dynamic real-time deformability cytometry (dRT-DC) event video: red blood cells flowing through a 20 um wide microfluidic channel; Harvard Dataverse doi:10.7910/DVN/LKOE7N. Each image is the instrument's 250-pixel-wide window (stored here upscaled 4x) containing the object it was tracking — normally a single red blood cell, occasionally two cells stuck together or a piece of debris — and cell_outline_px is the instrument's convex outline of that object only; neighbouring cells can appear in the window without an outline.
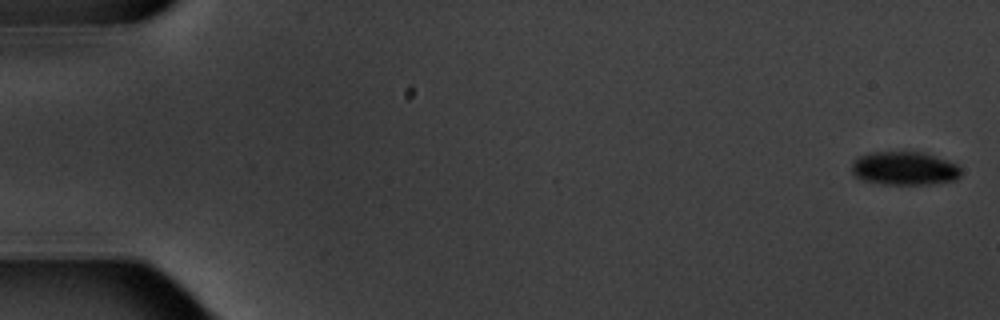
{"species": "common noctule bat (a hibernating species)", "species_latin": "Nyctalus noctula", "temperature_condition": "warm", "stored_images_in_passage": 4, "camera_frame_rate_fps": 3000, "um_per_image_px": 0.085, "animal": {"sex": "male", "body_mass_g": 20.1, "forearm_length_mm": 53.5}, "frame": {"image": 1, "passage_image": 1, "time_ms": 0.0, "image_size_px": [1000, 320], "cell_outline_px": [[960, 176], [956, 180], [928, 184], [884, 184], [864, 180], [856, 176], [852, 172], [852, 164], [860, 156], [872, 152], [928, 152], [948, 160], [956, 164], [960, 168]], "centroid_in_image_um": [76.92, 14.3], "position_along_channel_um": 8.1, "area_um2": 21.27}}